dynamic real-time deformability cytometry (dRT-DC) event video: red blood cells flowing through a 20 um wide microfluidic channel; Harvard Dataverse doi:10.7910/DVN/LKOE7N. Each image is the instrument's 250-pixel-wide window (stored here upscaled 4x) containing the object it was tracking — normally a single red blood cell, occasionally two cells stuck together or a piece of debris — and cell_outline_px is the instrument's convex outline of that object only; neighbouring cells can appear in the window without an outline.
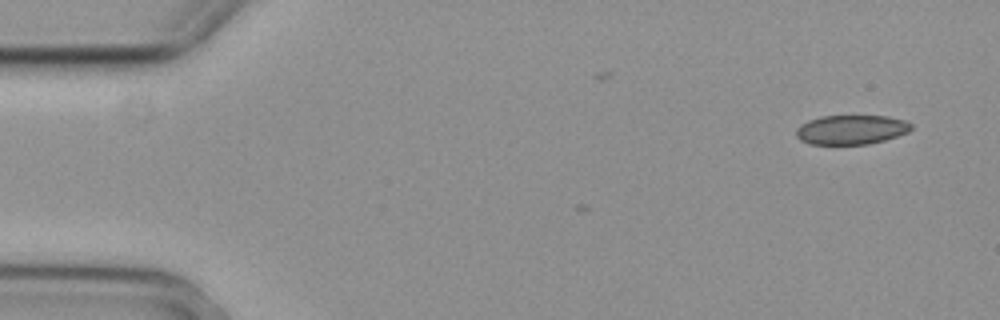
{"species": "common noctule bat (a hibernating species)", "species_latin": "Nyctalus noctula", "temperature_condition": "cold", "stored_images_in_passage": 3, "camera_frame_rate_fps": 3000, "um_per_image_px": 0.085, "animal": {"sex": "female", "body_mass_g": 29.2, "forearm_length_mm": 56.3}, "frame": {"image": 1, "passage_image": 3, "time_ms": 0.667, "image_size_px": [1000, 320], "cell_outline_px": [[912, 128], [908, 132], [884, 140], [868, 144], [808, 144], [800, 140], [796, 136], [796, 128], [800, 124], [808, 120], [820, 116], [888, 116], [904, 120], [912, 124]], "centroid_in_image_um": [72.32, 11.02], "position_along_channel_um": 12.7, "area_um2": 19.77}}